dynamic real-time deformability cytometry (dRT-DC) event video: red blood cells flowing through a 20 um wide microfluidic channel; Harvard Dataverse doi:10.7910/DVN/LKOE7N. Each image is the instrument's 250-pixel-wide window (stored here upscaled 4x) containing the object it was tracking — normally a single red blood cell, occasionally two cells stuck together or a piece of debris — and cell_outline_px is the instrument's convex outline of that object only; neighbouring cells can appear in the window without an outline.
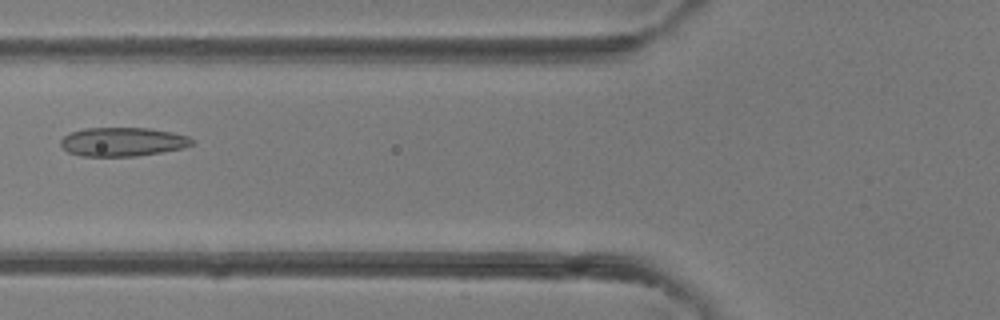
{"species": "common noctule bat (a hibernating species)", "species_latin": "Nyctalus noctula", "temperature_condition": "room temperature", "stored_images_in_passage": 6, "camera_frame_rate_fps": 3000, "um_per_image_px": 0.085, "animal": {"sex": "female"}, "frame": {"image": 1, "passage_image": 6, "time_ms": 6.667, "image_size_px": [1000, 320], "cell_outline_px": [[192, 144], [180, 148], [160, 152], [136, 156], [80, 156], [68, 152], [60, 144], [60, 140], [64, 136], [72, 132], [84, 128], [148, 128], [172, 132], [188, 136], [192, 140]], "centroid_in_image_um": [10.38, 12.05], "position_along_channel_um": 115.4, "area_um2": 21.85}}